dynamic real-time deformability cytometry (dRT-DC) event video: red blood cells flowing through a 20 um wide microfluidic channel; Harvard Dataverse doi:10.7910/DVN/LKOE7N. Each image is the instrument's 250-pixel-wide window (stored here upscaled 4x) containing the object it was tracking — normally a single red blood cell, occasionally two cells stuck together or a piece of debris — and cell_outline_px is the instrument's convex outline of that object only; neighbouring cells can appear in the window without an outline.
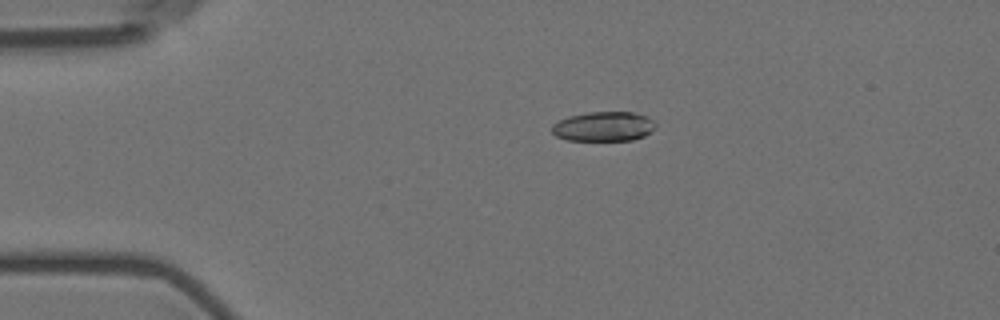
{"species": "Egyptian fruit bat (a non-hibernating species)", "species_latin": "Rousettus aegyptiacus", "temperature_condition": "room temperature", "stored_images_in_passage": 4, "camera_frame_rate_fps": 3000, "um_per_image_px": 0.085, "animal": {"sex": "female"}, "frame": {"image": 1, "passage_image": 4, "time_ms": 3.667, "image_size_px": [1000, 320], "cell_outline_px": [[656, 128], [652, 132], [644, 136], [632, 140], [568, 140], [556, 136], [552, 132], [552, 124], [568, 116], [588, 112], [632, 112], [648, 116], [656, 124]], "centroid_in_image_um": [51.34, 10.74], "position_along_channel_um": 33.7, "area_um2": 17.98}}